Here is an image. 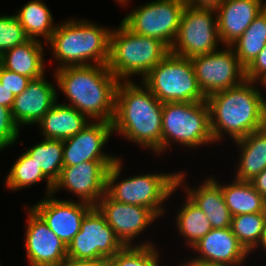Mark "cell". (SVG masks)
Returning <instances> with one entry per match:
<instances>
[{"instance_id": "cell-1", "label": "cell", "mask_w": 266, "mask_h": 266, "mask_svg": "<svg viewBox=\"0 0 266 266\" xmlns=\"http://www.w3.org/2000/svg\"><path fill=\"white\" fill-rule=\"evenodd\" d=\"M139 85L133 80L119 81L112 129L130 142L160 154L163 103L142 82Z\"/></svg>"}, {"instance_id": "cell-2", "label": "cell", "mask_w": 266, "mask_h": 266, "mask_svg": "<svg viewBox=\"0 0 266 266\" xmlns=\"http://www.w3.org/2000/svg\"><path fill=\"white\" fill-rule=\"evenodd\" d=\"M255 84L245 80L239 86L206 97L215 142L222 141L224 133L235 141L266 126L265 95Z\"/></svg>"}, {"instance_id": "cell-3", "label": "cell", "mask_w": 266, "mask_h": 266, "mask_svg": "<svg viewBox=\"0 0 266 266\" xmlns=\"http://www.w3.org/2000/svg\"><path fill=\"white\" fill-rule=\"evenodd\" d=\"M56 83L74 107L89 120L112 122L119 80L106 65L55 69Z\"/></svg>"}, {"instance_id": "cell-4", "label": "cell", "mask_w": 266, "mask_h": 266, "mask_svg": "<svg viewBox=\"0 0 266 266\" xmlns=\"http://www.w3.org/2000/svg\"><path fill=\"white\" fill-rule=\"evenodd\" d=\"M111 29L87 20H65L57 24L51 39L53 57L66 66L106 65L109 60ZM92 61V63H91Z\"/></svg>"}, {"instance_id": "cell-5", "label": "cell", "mask_w": 266, "mask_h": 266, "mask_svg": "<svg viewBox=\"0 0 266 266\" xmlns=\"http://www.w3.org/2000/svg\"><path fill=\"white\" fill-rule=\"evenodd\" d=\"M120 157L108 169L106 193L115 201L149 208L157 217L166 213L164 202L184 183V171L135 175L118 181ZM118 181V183H116Z\"/></svg>"}, {"instance_id": "cell-6", "label": "cell", "mask_w": 266, "mask_h": 266, "mask_svg": "<svg viewBox=\"0 0 266 266\" xmlns=\"http://www.w3.org/2000/svg\"><path fill=\"white\" fill-rule=\"evenodd\" d=\"M169 52L159 39L134 33L120 22L111 29L107 67L119 81H132L133 75L142 81Z\"/></svg>"}, {"instance_id": "cell-7", "label": "cell", "mask_w": 266, "mask_h": 266, "mask_svg": "<svg viewBox=\"0 0 266 266\" xmlns=\"http://www.w3.org/2000/svg\"><path fill=\"white\" fill-rule=\"evenodd\" d=\"M174 142L189 148L215 142L206 100L163 103L162 153Z\"/></svg>"}, {"instance_id": "cell-8", "label": "cell", "mask_w": 266, "mask_h": 266, "mask_svg": "<svg viewBox=\"0 0 266 266\" xmlns=\"http://www.w3.org/2000/svg\"><path fill=\"white\" fill-rule=\"evenodd\" d=\"M142 80L141 82L162 103L206 100L197 83L191 59L171 52Z\"/></svg>"}, {"instance_id": "cell-9", "label": "cell", "mask_w": 266, "mask_h": 266, "mask_svg": "<svg viewBox=\"0 0 266 266\" xmlns=\"http://www.w3.org/2000/svg\"><path fill=\"white\" fill-rule=\"evenodd\" d=\"M185 0H155L131 10L122 23L132 32L159 39L172 47L186 7Z\"/></svg>"}, {"instance_id": "cell-10", "label": "cell", "mask_w": 266, "mask_h": 266, "mask_svg": "<svg viewBox=\"0 0 266 266\" xmlns=\"http://www.w3.org/2000/svg\"><path fill=\"white\" fill-rule=\"evenodd\" d=\"M219 42L215 9L186 5L170 52L191 59L217 51Z\"/></svg>"}, {"instance_id": "cell-11", "label": "cell", "mask_w": 266, "mask_h": 266, "mask_svg": "<svg viewBox=\"0 0 266 266\" xmlns=\"http://www.w3.org/2000/svg\"><path fill=\"white\" fill-rule=\"evenodd\" d=\"M124 246L105 217L93 207L82 220L78 234L67 245V258L107 262Z\"/></svg>"}, {"instance_id": "cell-12", "label": "cell", "mask_w": 266, "mask_h": 266, "mask_svg": "<svg viewBox=\"0 0 266 266\" xmlns=\"http://www.w3.org/2000/svg\"><path fill=\"white\" fill-rule=\"evenodd\" d=\"M226 47V48H225ZM191 58L197 83L205 97L239 86L245 80V67L230 46Z\"/></svg>"}, {"instance_id": "cell-13", "label": "cell", "mask_w": 266, "mask_h": 266, "mask_svg": "<svg viewBox=\"0 0 266 266\" xmlns=\"http://www.w3.org/2000/svg\"><path fill=\"white\" fill-rule=\"evenodd\" d=\"M116 161H86L73 166H63L52 194L66 189L77 195L79 201L95 207L106 193L107 172ZM81 199V200H80Z\"/></svg>"}, {"instance_id": "cell-14", "label": "cell", "mask_w": 266, "mask_h": 266, "mask_svg": "<svg viewBox=\"0 0 266 266\" xmlns=\"http://www.w3.org/2000/svg\"><path fill=\"white\" fill-rule=\"evenodd\" d=\"M45 197L31 208L67 246L80 231L82 220L93 206L82 201L59 200L54 194Z\"/></svg>"}, {"instance_id": "cell-15", "label": "cell", "mask_w": 266, "mask_h": 266, "mask_svg": "<svg viewBox=\"0 0 266 266\" xmlns=\"http://www.w3.org/2000/svg\"><path fill=\"white\" fill-rule=\"evenodd\" d=\"M25 233V251L29 266H60L67 258V246L31 208Z\"/></svg>"}, {"instance_id": "cell-16", "label": "cell", "mask_w": 266, "mask_h": 266, "mask_svg": "<svg viewBox=\"0 0 266 266\" xmlns=\"http://www.w3.org/2000/svg\"><path fill=\"white\" fill-rule=\"evenodd\" d=\"M113 133L112 122L93 121L73 137L63 140V166L86 161H117V156L103 151Z\"/></svg>"}, {"instance_id": "cell-17", "label": "cell", "mask_w": 266, "mask_h": 266, "mask_svg": "<svg viewBox=\"0 0 266 266\" xmlns=\"http://www.w3.org/2000/svg\"><path fill=\"white\" fill-rule=\"evenodd\" d=\"M95 207L105 217L106 222L125 246L134 245L133 238H136L158 218L147 207L115 201L107 193Z\"/></svg>"}, {"instance_id": "cell-18", "label": "cell", "mask_w": 266, "mask_h": 266, "mask_svg": "<svg viewBox=\"0 0 266 266\" xmlns=\"http://www.w3.org/2000/svg\"><path fill=\"white\" fill-rule=\"evenodd\" d=\"M191 249L200 255L187 260L188 262L216 265L239 266L249 255L230 227L211 229Z\"/></svg>"}, {"instance_id": "cell-19", "label": "cell", "mask_w": 266, "mask_h": 266, "mask_svg": "<svg viewBox=\"0 0 266 266\" xmlns=\"http://www.w3.org/2000/svg\"><path fill=\"white\" fill-rule=\"evenodd\" d=\"M45 76L31 80L26 89L15 96L11 113L13 120L21 126L37 124L57 101L56 88L45 80Z\"/></svg>"}, {"instance_id": "cell-20", "label": "cell", "mask_w": 266, "mask_h": 266, "mask_svg": "<svg viewBox=\"0 0 266 266\" xmlns=\"http://www.w3.org/2000/svg\"><path fill=\"white\" fill-rule=\"evenodd\" d=\"M265 8L263 0H224L215 9L220 42L225 46L234 43Z\"/></svg>"}, {"instance_id": "cell-21", "label": "cell", "mask_w": 266, "mask_h": 266, "mask_svg": "<svg viewBox=\"0 0 266 266\" xmlns=\"http://www.w3.org/2000/svg\"><path fill=\"white\" fill-rule=\"evenodd\" d=\"M183 185L187 196L206 214L212 229L231 226L233 216L225 204L221 186L213 177H207L196 190Z\"/></svg>"}, {"instance_id": "cell-22", "label": "cell", "mask_w": 266, "mask_h": 266, "mask_svg": "<svg viewBox=\"0 0 266 266\" xmlns=\"http://www.w3.org/2000/svg\"><path fill=\"white\" fill-rule=\"evenodd\" d=\"M90 120L67 104L55 103L37 123L43 138L65 140L82 131Z\"/></svg>"}, {"instance_id": "cell-23", "label": "cell", "mask_w": 266, "mask_h": 266, "mask_svg": "<svg viewBox=\"0 0 266 266\" xmlns=\"http://www.w3.org/2000/svg\"><path fill=\"white\" fill-rule=\"evenodd\" d=\"M43 49L40 40L29 39L4 52L0 56V64L8 70L27 76L32 80L41 78L45 72Z\"/></svg>"}, {"instance_id": "cell-24", "label": "cell", "mask_w": 266, "mask_h": 266, "mask_svg": "<svg viewBox=\"0 0 266 266\" xmlns=\"http://www.w3.org/2000/svg\"><path fill=\"white\" fill-rule=\"evenodd\" d=\"M235 143L241 151L235 179L251 182L266 169V126L235 140Z\"/></svg>"}, {"instance_id": "cell-25", "label": "cell", "mask_w": 266, "mask_h": 266, "mask_svg": "<svg viewBox=\"0 0 266 266\" xmlns=\"http://www.w3.org/2000/svg\"><path fill=\"white\" fill-rule=\"evenodd\" d=\"M225 200L232 216L249 213H266V199L257 192L250 181L234 179L230 184H220Z\"/></svg>"}, {"instance_id": "cell-26", "label": "cell", "mask_w": 266, "mask_h": 266, "mask_svg": "<svg viewBox=\"0 0 266 266\" xmlns=\"http://www.w3.org/2000/svg\"><path fill=\"white\" fill-rule=\"evenodd\" d=\"M15 16L29 39L39 40L37 38L40 36L48 42L57 26L53 23L51 11L42 0L27 2Z\"/></svg>"}, {"instance_id": "cell-27", "label": "cell", "mask_w": 266, "mask_h": 266, "mask_svg": "<svg viewBox=\"0 0 266 266\" xmlns=\"http://www.w3.org/2000/svg\"><path fill=\"white\" fill-rule=\"evenodd\" d=\"M266 46V8L230 47L246 68Z\"/></svg>"}, {"instance_id": "cell-28", "label": "cell", "mask_w": 266, "mask_h": 266, "mask_svg": "<svg viewBox=\"0 0 266 266\" xmlns=\"http://www.w3.org/2000/svg\"><path fill=\"white\" fill-rule=\"evenodd\" d=\"M186 199L176 215L175 222L181 236L186 238L187 246L192 248L212 227L206 214L188 196Z\"/></svg>"}, {"instance_id": "cell-29", "label": "cell", "mask_w": 266, "mask_h": 266, "mask_svg": "<svg viewBox=\"0 0 266 266\" xmlns=\"http://www.w3.org/2000/svg\"><path fill=\"white\" fill-rule=\"evenodd\" d=\"M25 152L53 184L59 179L63 168V140L44 138Z\"/></svg>"}, {"instance_id": "cell-30", "label": "cell", "mask_w": 266, "mask_h": 266, "mask_svg": "<svg viewBox=\"0 0 266 266\" xmlns=\"http://www.w3.org/2000/svg\"><path fill=\"white\" fill-rule=\"evenodd\" d=\"M46 179V195L52 194L54 184L43 174L33 159L24 151L13 163L5 178V184L10 190H20L44 181Z\"/></svg>"}, {"instance_id": "cell-31", "label": "cell", "mask_w": 266, "mask_h": 266, "mask_svg": "<svg viewBox=\"0 0 266 266\" xmlns=\"http://www.w3.org/2000/svg\"><path fill=\"white\" fill-rule=\"evenodd\" d=\"M266 213H249L232 217L231 230L248 253L257 249L262 237Z\"/></svg>"}, {"instance_id": "cell-32", "label": "cell", "mask_w": 266, "mask_h": 266, "mask_svg": "<svg viewBox=\"0 0 266 266\" xmlns=\"http://www.w3.org/2000/svg\"><path fill=\"white\" fill-rule=\"evenodd\" d=\"M154 243L142 242L124 246L107 261L108 266H159V253Z\"/></svg>"}, {"instance_id": "cell-33", "label": "cell", "mask_w": 266, "mask_h": 266, "mask_svg": "<svg viewBox=\"0 0 266 266\" xmlns=\"http://www.w3.org/2000/svg\"><path fill=\"white\" fill-rule=\"evenodd\" d=\"M24 28L14 15L0 16V56L11 48L28 41Z\"/></svg>"}, {"instance_id": "cell-34", "label": "cell", "mask_w": 266, "mask_h": 266, "mask_svg": "<svg viewBox=\"0 0 266 266\" xmlns=\"http://www.w3.org/2000/svg\"><path fill=\"white\" fill-rule=\"evenodd\" d=\"M20 128L13 120L11 109L0 105V151L14 144Z\"/></svg>"}, {"instance_id": "cell-35", "label": "cell", "mask_w": 266, "mask_h": 266, "mask_svg": "<svg viewBox=\"0 0 266 266\" xmlns=\"http://www.w3.org/2000/svg\"><path fill=\"white\" fill-rule=\"evenodd\" d=\"M31 80V78L10 71L0 64V83L7 87L14 96L21 94Z\"/></svg>"}, {"instance_id": "cell-36", "label": "cell", "mask_w": 266, "mask_h": 266, "mask_svg": "<svg viewBox=\"0 0 266 266\" xmlns=\"http://www.w3.org/2000/svg\"><path fill=\"white\" fill-rule=\"evenodd\" d=\"M245 77L248 81L263 84L266 81V46L256 58L245 68Z\"/></svg>"}, {"instance_id": "cell-37", "label": "cell", "mask_w": 266, "mask_h": 266, "mask_svg": "<svg viewBox=\"0 0 266 266\" xmlns=\"http://www.w3.org/2000/svg\"><path fill=\"white\" fill-rule=\"evenodd\" d=\"M254 188L266 199V169L251 180Z\"/></svg>"}, {"instance_id": "cell-38", "label": "cell", "mask_w": 266, "mask_h": 266, "mask_svg": "<svg viewBox=\"0 0 266 266\" xmlns=\"http://www.w3.org/2000/svg\"><path fill=\"white\" fill-rule=\"evenodd\" d=\"M15 96L12 92L0 83V105L12 108Z\"/></svg>"}, {"instance_id": "cell-39", "label": "cell", "mask_w": 266, "mask_h": 266, "mask_svg": "<svg viewBox=\"0 0 266 266\" xmlns=\"http://www.w3.org/2000/svg\"><path fill=\"white\" fill-rule=\"evenodd\" d=\"M187 5L193 7L216 9L224 0H185Z\"/></svg>"}, {"instance_id": "cell-40", "label": "cell", "mask_w": 266, "mask_h": 266, "mask_svg": "<svg viewBox=\"0 0 266 266\" xmlns=\"http://www.w3.org/2000/svg\"><path fill=\"white\" fill-rule=\"evenodd\" d=\"M60 266H108L107 262L84 261L66 258Z\"/></svg>"}, {"instance_id": "cell-41", "label": "cell", "mask_w": 266, "mask_h": 266, "mask_svg": "<svg viewBox=\"0 0 266 266\" xmlns=\"http://www.w3.org/2000/svg\"><path fill=\"white\" fill-rule=\"evenodd\" d=\"M258 246L263 247L264 251L266 252V219H265V222H264L262 237L260 239V242H259Z\"/></svg>"}, {"instance_id": "cell-42", "label": "cell", "mask_w": 266, "mask_h": 266, "mask_svg": "<svg viewBox=\"0 0 266 266\" xmlns=\"http://www.w3.org/2000/svg\"><path fill=\"white\" fill-rule=\"evenodd\" d=\"M180 266H226V265H216V264H207L202 262H187L181 264Z\"/></svg>"}, {"instance_id": "cell-43", "label": "cell", "mask_w": 266, "mask_h": 266, "mask_svg": "<svg viewBox=\"0 0 266 266\" xmlns=\"http://www.w3.org/2000/svg\"><path fill=\"white\" fill-rule=\"evenodd\" d=\"M118 3H120V4H126V3H128V1L129 0H116Z\"/></svg>"}, {"instance_id": "cell-44", "label": "cell", "mask_w": 266, "mask_h": 266, "mask_svg": "<svg viewBox=\"0 0 266 266\" xmlns=\"http://www.w3.org/2000/svg\"><path fill=\"white\" fill-rule=\"evenodd\" d=\"M262 87L266 88V81L262 84Z\"/></svg>"}]
</instances>
